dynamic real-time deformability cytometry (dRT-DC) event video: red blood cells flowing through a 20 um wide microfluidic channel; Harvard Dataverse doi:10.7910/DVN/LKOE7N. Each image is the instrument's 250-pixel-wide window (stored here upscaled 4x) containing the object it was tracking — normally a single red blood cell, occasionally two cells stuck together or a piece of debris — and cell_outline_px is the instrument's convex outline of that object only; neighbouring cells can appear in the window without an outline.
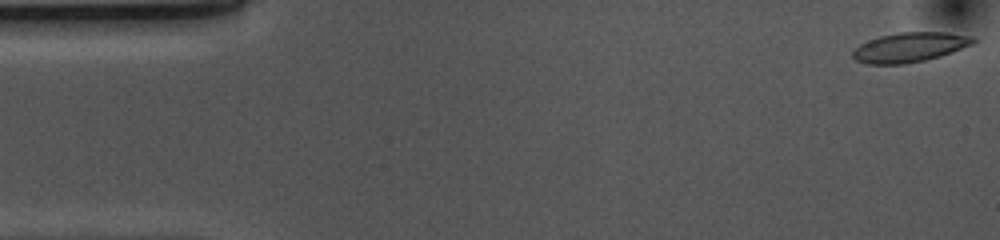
{"species": "common noctule bat (a hibernating species)", "species_latin": "Nyctalus noctula", "temperature_condition": "cold", "stored_images_in_passage": 53, "camera_frame_rate_fps": 3000, "um_per_image_px": 0.085, "animal": {"sex": "female", "body_mass_g": 10.0, "forearm_length_mm": 53.1}, "frame": {"image": 1, "passage_image": 1, "time_ms": 0.0, "image_size_px": [1000, 240], "cell_outline_px": [[980, 40], [972, 44], [952, 52], [940, 56], [924, 60], [904, 64], [868, 64], [856, 60], [852, 56], [852, 52], [860, 44], [868, 40], [880, 36], [896, 32], [948, 32], [976, 36]], "centroid_in_image_um": [77.38, 4.0], "position_along_channel_um": 7.6, "area_um2": 20.98}}
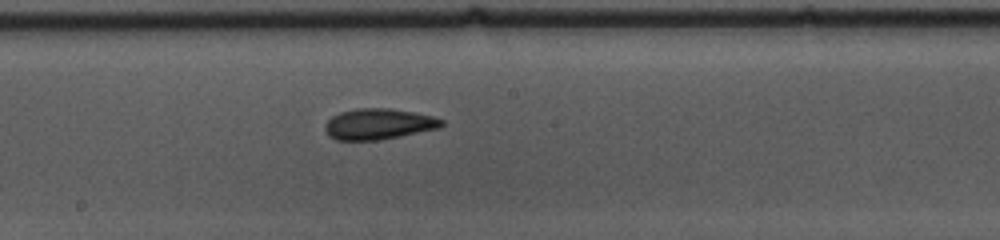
{"frame": {"image": 2, "passage_image": 27, "time_ms": 8.667, "image_size_px": [1000, 240], "cell_outline_px": [[444, 124], [440, 128], [380, 140], [336, 140], [328, 136], [324, 128], [324, 124], [332, 116], [340, 112], [356, 108], [392, 108], [432, 116], [444, 120]], "centroid_in_image_um": [32.16, 10.54], "position_along_channel_um": 216.0, "area_um2": 21.1}}
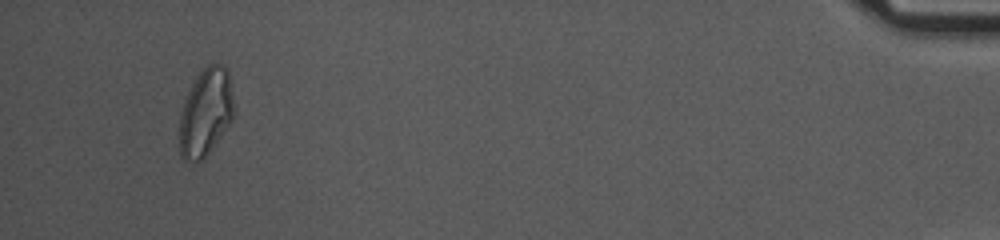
{"frame": {"image": 3, "passage_image": 50, "time_ms": 16.333, "image_size_px": [1000, 240], "cell_outline_px": [[232, 120], [208, 152], [200, 160], [184, 160], [180, 156], [180, 112], [184, 100], [196, 76], [208, 64], [220, 64], [228, 68], [232, 96]], "centroid_in_image_um": [17.46, 9.51], "position_along_channel_um": 417.7, "area_um2": 27.17}, "authors_computed_cell_mechanics": {"area_um2": 20.9814, "velocity_mm_per_s": 3.6858, "shape_relaxation_time_tau1_ms": 8.5338, "shape_relaxation_time_tau2_ms": 2.8505, "deformation_change_tau1": 0.1709, "deformation_change_tau2": 0.0995}}